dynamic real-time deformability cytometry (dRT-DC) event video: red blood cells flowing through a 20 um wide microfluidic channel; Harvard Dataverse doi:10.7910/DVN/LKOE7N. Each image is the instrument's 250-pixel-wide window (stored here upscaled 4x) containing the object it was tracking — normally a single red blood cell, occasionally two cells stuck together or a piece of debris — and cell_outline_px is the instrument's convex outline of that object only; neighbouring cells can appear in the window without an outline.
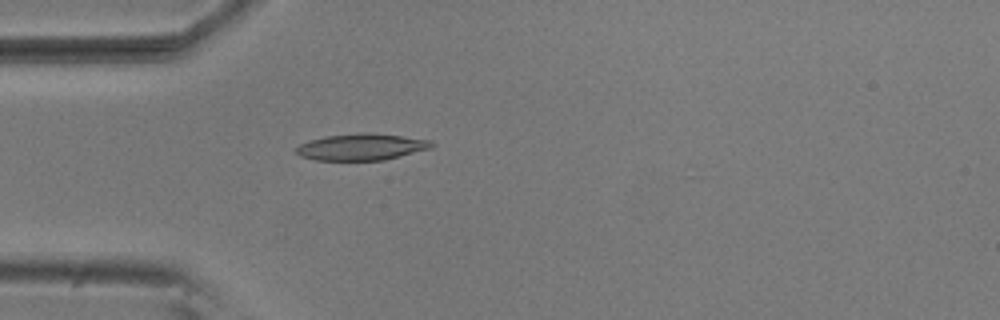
{"species": "common noctule bat (a hibernating species)", "species_latin": "Nyctalus noctula", "temperature_condition": "room temperature", "stored_images_in_passage": 4, "camera_frame_rate_fps": 3000, "um_per_image_px": 0.085, "animal": {"sex": "male", "body_mass_g": 20.5, "forearm_length_mm": 52.5}, "frame": {"image": 1, "passage_image": 4, "time_ms": 1.0, "image_size_px": [1000, 320], "cell_outline_px": [[436, 144], [432, 148], [384, 160], [316, 160], [300, 156], [296, 152], [296, 148], [300, 144], [308, 140], [324, 136], [360, 132], [368, 132], [432, 140]], "centroid_in_image_um": [30.73, 12.48], "position_along_channel_um": 54.3, "area_um2": 21.1}}